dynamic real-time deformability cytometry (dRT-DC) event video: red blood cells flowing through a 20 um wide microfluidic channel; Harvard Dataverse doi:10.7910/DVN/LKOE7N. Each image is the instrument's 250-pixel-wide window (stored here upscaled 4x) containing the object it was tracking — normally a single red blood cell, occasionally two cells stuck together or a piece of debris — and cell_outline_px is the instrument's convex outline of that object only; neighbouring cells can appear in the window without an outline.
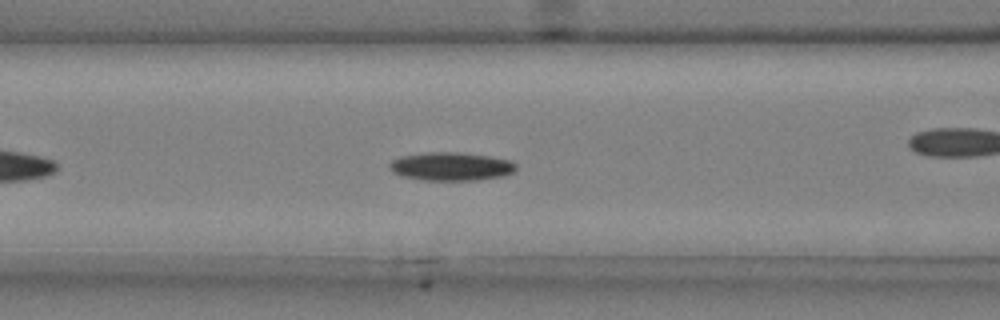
{"species": "common noctule bat (a hibernating species)", "species_latin": "Nyctalus noctula", "temperature_condition": "cold", "stored_images_in_passage": 32, "camera_frame_rate_fps": 3000, "um_per_image_px": 0.085, "animal": {"sex": "male", "body_mass_g": 20.4}, "frame": {"image": 1, "passage_image": 10, "time_ms": 3.0, "image_size_px": [1000, 320], "cell_outline_px": [[516, 168], [512, 172], [504, 176], [480, 180], [424, 180], [404, 176], [392, 172], [388, 168], [388, 164], [392, 160], [400, 156], [424, 152], [460, 152], [488, 156], [512, 160], [516, 164]], "centroid_in_image_um": [38.33, 14.14], "position_along_channel_um": 128.3, "area_um2": 21.1}}
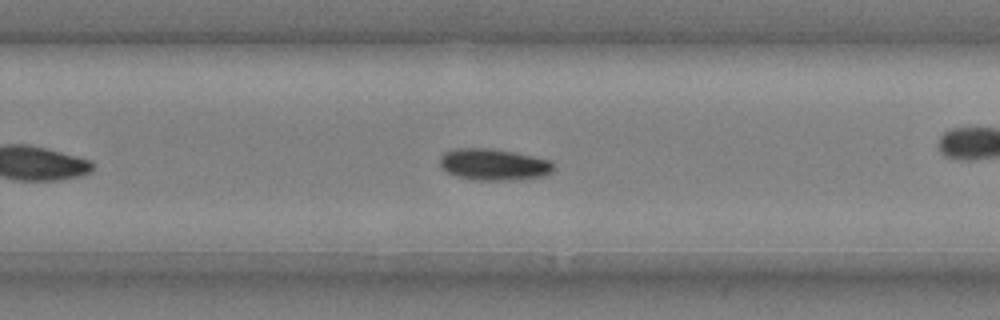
{"frame": {"image": 2, "passage_image": 23, "time_ms": 7.333, "image_size_px": [1000, 320], "cell_outline_px": [[552, 172], [544, 176], [512, 180], [476, 180], [456, 176], [448, 172], [440, 164], [440, 156], [444, 152], [452, 148], [492, 148], [516, 152], [552, 160]], "centroid_in_image_um": [41.96, 13.97], "position_along_channel_um": 287.8, "area_um2": 21.04}}